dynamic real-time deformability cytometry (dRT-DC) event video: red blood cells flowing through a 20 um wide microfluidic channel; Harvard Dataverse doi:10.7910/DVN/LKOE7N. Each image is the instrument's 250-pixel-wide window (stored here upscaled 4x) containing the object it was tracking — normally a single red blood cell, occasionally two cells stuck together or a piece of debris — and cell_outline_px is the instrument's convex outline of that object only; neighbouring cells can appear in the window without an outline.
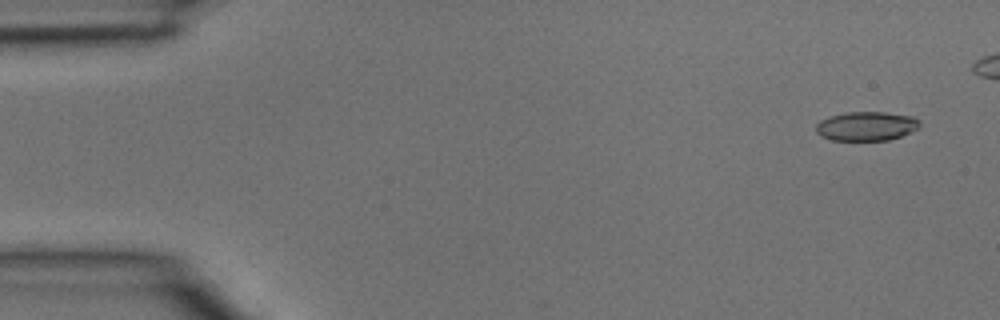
{"species": "common noctule bat (a hibernating species)", "species_latin": "Nyctalus noctula", "temperature_condition": "room temperature", "stored_images_in_passage": 4, "camera_frame_rate_fps": 3000, "um_per_image_px": 0.085, "animal": {"sex": "male", "body_mass_g": 15.6}, "frame": {"image": 1, "passage_image": 1, "time_ms": 0.0, "image_size_px": [1000, 320], "cell_outline_px": [[920, 128], [900, 136], [888, 140], [832, 140], [820, 136], [816, 132], [816, 124], [820, 120], [828, 116], [844, 112], [884, 112], [912, 116], [920, 120]], "centroid_in_image_um": [73.63, 10.71], "position_along_channel_um": 11.4, "area_um2": 17.74}}